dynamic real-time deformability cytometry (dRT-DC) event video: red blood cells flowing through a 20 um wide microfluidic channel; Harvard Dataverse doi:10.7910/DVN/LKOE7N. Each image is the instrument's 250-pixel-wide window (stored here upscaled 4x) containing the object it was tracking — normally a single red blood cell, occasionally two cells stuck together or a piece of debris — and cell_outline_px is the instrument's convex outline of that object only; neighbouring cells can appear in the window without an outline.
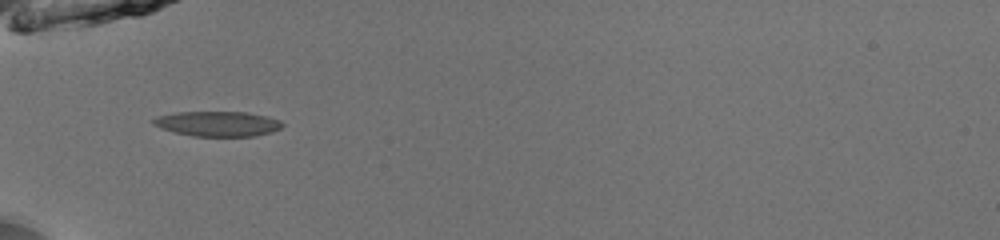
{"species": "common noctule bat (a hibernating species)", "species_latin": "Nyctalus noctula", "temperature_condition": "room temperature", "stored_images_in_passage": 31, "camera_frame_rate_fps": 3000, "um_per_image_px": 0.085, "animal": {"sex": "male", "body_mass_g": 13.0, "forearm_length_mm": 53.1}, "frame": {"image": 1, "passage_image": 1, "time_ms": 0.0, "image_size_px": [1000, 240], "cell_outline_px": [[284, 124], [280, 128], [272, 132], [256, 136], [192, 136], [160, 128], [152, 124], [152, 120], [156, 116], [176, 112], [248, 112], [268, 116], [280, 120]], "centroid_in_image_um": [18.51, 10.51], "position_along_channel_um": 66.5, "area_um2": 18.96}}
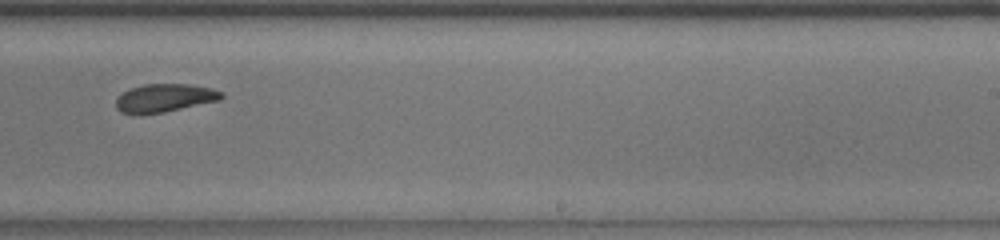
{"frame": {"image": 2, "passage_image": 17, "time_ms": 5.333, "image_size_px": [1000, 240], "cell_outline_px": [[224, 96], [220, 100], [164, 112], [140, 116], [120, 112], [116, 108], [116, 100], [124, 92], [132, 88], [144, 84], [188, 84], [212, 88], [224, 92]], "centroid_in_image_um": [13.99, 8.35], "position_along_channel_um": 275.0, "area_um2": 17.51}}
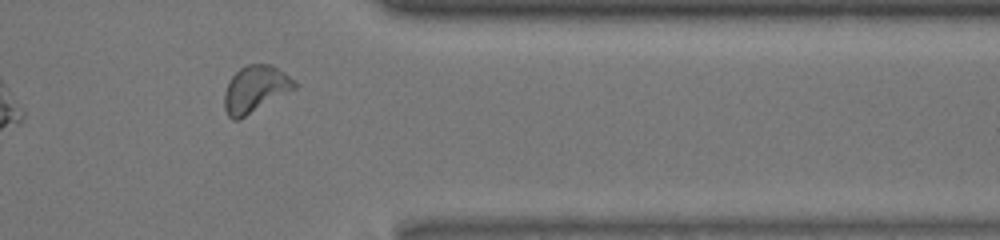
{"frame": {"image": 3, "passage_image": 26, "time_ms": 8.333, "image_size_px": [1000, 240], "cell_outline_px": [[296, 88], [240, 120], [232, 120], [228, 116], [224, 108], [224, 92], [228, 80], [240, 68], [248, 64], [272, 64], [296, 80]], "centroid_in_image_um": [21.69, 7.58], "position_along_channel_um": 389.7, "area_um2": 19.36}, "authors_computed_cell_mechanics": {"area_um2": 18.207, "velocity_mm_per_s": 3.9626, "shape_relaxation_time_tau1_ms": 6.3518, "shape_relaxation_time_tau2_ms": 2.5613, "deformation_change_tau1": 0.1104, "deformation_change_tau2": 0.0715}}